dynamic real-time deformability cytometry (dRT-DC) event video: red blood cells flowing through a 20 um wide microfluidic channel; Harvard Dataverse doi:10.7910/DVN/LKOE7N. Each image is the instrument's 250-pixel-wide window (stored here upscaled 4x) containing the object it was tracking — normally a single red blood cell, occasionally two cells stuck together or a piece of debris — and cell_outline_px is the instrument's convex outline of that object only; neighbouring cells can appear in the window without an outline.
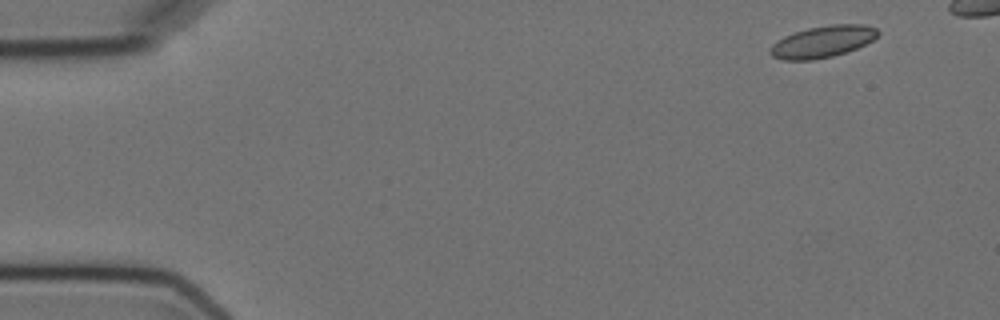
{"species": "Egyptian fruit bat (a non-hibernating species)", "species_latin": "Rousettus aegyptiacus", "temperature_condition": "cold", "stored_images_in_passage": 8, "camera_frame_rate_fps": 3000, "um_per_image_px": 0.085, "animal": {"sex": "female"}, "frame": {"image": 1, "passage_image": 1, "time_ms": 0.0, "image_size_px": [1000, 320], "cell_outline_px": [[880, 32], [872, 40], [848, 52], [832, 56], [812, 60], [784, 60], [772, 56], [768, 52], [772, 44], [784, 36], [808, 28], [828, 24], [864, 24], [876, 28]], "centroid_in_image_um": [69.91, 3.54], "position_along_channel_um": 15.1, "area_um2": 19.88}}
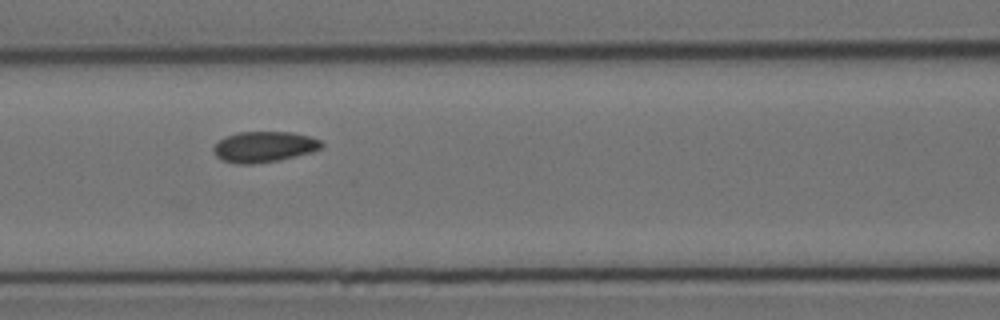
{"frame": {"image": 2, "passage_image": 7, "time_ms": 6.667, "image_size_px": [1000, 320], "cell_outline_px": [[324, 144], [320, 148], [312, 152], [280, 160], [252, 164], [236, 164], [224, 160], [216, 156], [212, 148], [224, 136], [240, 132], [292, 132], [308, 136], [320, 140]], "centroid_in_image_um": [22.44, 12.48], "position_along_channel_um": 144.2, "area_um2": 19.31}}
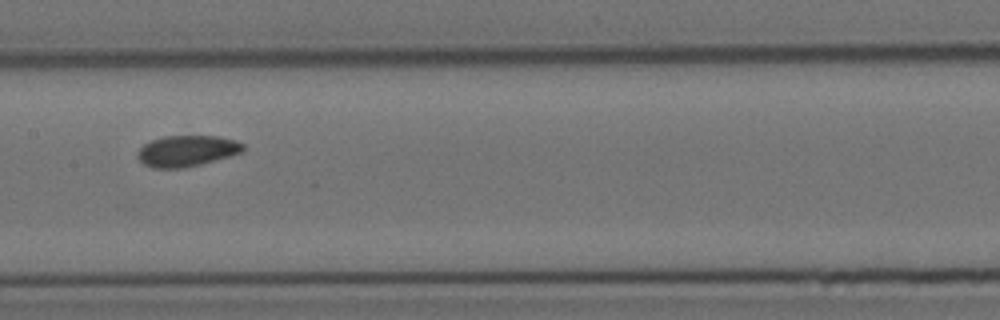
{"frame": {"image": 3, "passage_image": 8, "time_ms": 8.0, "image_size_px": [1000, 320], "cell_outline_px": [[244, 148], [240, 152], [228, 156], [200, 164], [184, 168], [152, 168], [144, 164], [136, 156], [140, 148], [144, 144], [152, 140], [164, 136], [216, 136], [236, 140], [244, 144]], "centroid_in_image_um": [15.85, 12.82], "position_along_channel_um": 191.5, "area_um2": 18.9}}